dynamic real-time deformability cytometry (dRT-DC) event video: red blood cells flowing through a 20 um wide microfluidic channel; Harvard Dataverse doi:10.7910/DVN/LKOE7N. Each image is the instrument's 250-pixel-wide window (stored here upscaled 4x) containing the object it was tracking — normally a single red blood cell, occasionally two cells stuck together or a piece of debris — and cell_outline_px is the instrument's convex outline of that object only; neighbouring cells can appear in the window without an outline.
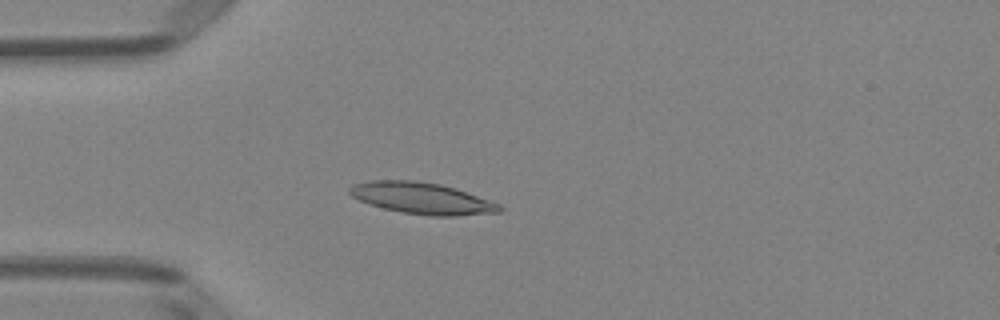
{"species": "Egyptian fruit bat (a non-hibernating species)", "species_latin": "Rousettus aegyptiacus", "temperature_condition": "room temperature", "stored_images_in_passage": 51, "camera_frame_rate_fps": 3000, "um_per_image_px": 0.085, "animal": {"sex": "female"}, "frame": {"image": 1, "passage_image": 14, "time_ms": 4.333, "image_size_px": [1000, 320], "cell_outline_px": [[504, 208], [500, 212], [456, 216], [428, 216], [400, 212], [368, 204], [352, 196], [348, 192], [348, 188], [352, 184], [368, 180], [416, 180], [440, 184], [456, 188], [500, 204]], "centroid_in_image_um": [35.85, 16.85], "position_along_channel_um": 49.2, "area_um2": 27.74}}
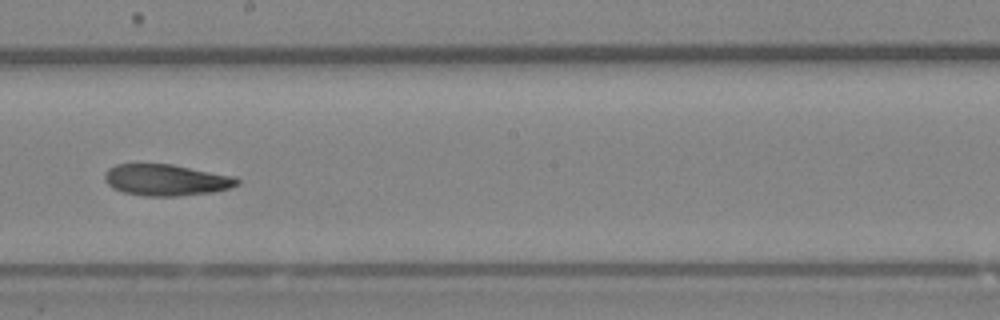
{"frame": {"image": 2, "passage_image": 29, "time_ms": 9.333, "image_size_px": [1000, 320], "cell_outline_px": [[240, 184], [228, 188], [212, 192], [176, 196], [144, 196], [124, 192], [112, 188], [104, 180], [104, 172], [108, 168], [116, 164], [172, 164], [236, 176], [240, 180]], "centroid_in_image_um": [14.12, 15.29], "position_along_channel_um": 234.1, "area_um2": 24.39}}
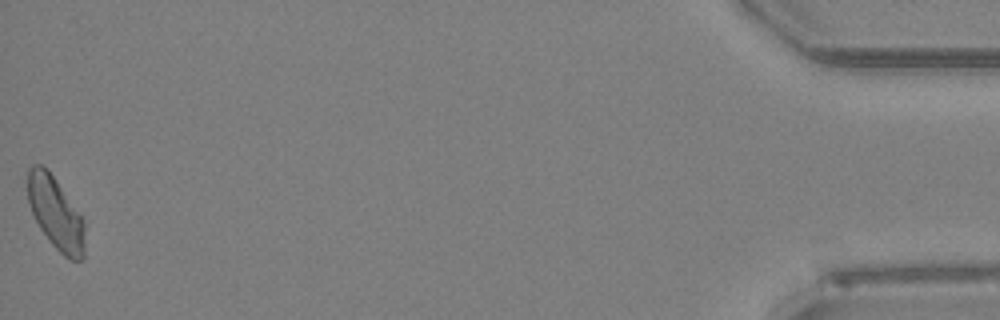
{"frame": {"image": 3, "passage_image": 51, "time_ms": 16.667, "image_size_px": [1000, 320], "cell_outline_px": [[84, 256], [80, 260], [68, 260], [52, 244], [40, 228], [32, 212], [28, 200], [28, 168], [32, 164], [40, 164], [52, 176], [80, 216], [84, 224]], "centroid_in_image_um": [4.71, 18.16], "position_along_channel_um": 430.5, "area_um2": 23.24}}